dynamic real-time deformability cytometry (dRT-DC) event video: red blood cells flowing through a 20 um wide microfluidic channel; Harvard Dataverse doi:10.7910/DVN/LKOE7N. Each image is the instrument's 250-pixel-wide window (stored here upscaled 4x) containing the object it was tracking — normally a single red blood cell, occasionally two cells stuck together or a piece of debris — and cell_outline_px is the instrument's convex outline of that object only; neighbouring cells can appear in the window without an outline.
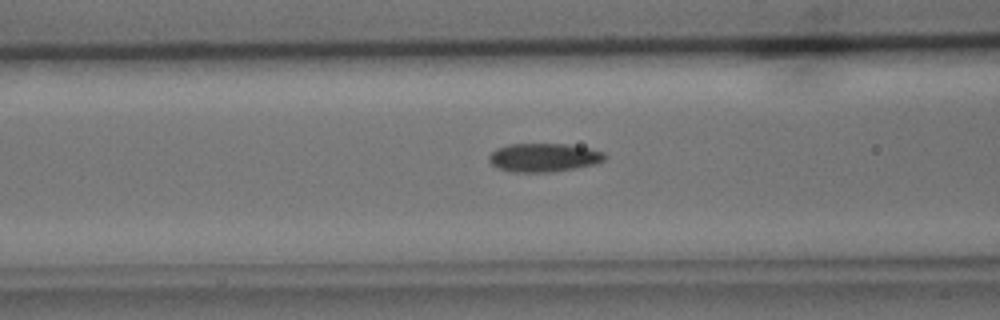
{"species": "common noctule bat (a hibernating species)", "species_latin": "Nyctalus noctula", "temperature_condition": "cold", "stored_images_in_passage": 28, "camera_frame_rate_fps": 3000, "um_per_image_px": 0.085, "animal": {"sex": "male", "body_mass_g": 15.6}, "frame": {"image": 1, "passage_image": 6, "time_ms": 1.667, "image_size_px": [1000, 320], "cell_outline_px": [[608, 156], [604, 160], [592, 164], [572, 168], [548, 172], [512, 172], [500, 168], [492, 164], [488, 160], [488, 156], [496, 148], [508, 144], [568, 144], [588, 148], [604, 152]], "centroid_in_image_um": [46.2, 13.37], "position_along_channel_um": 120.4, "area_um2": 19.07}}
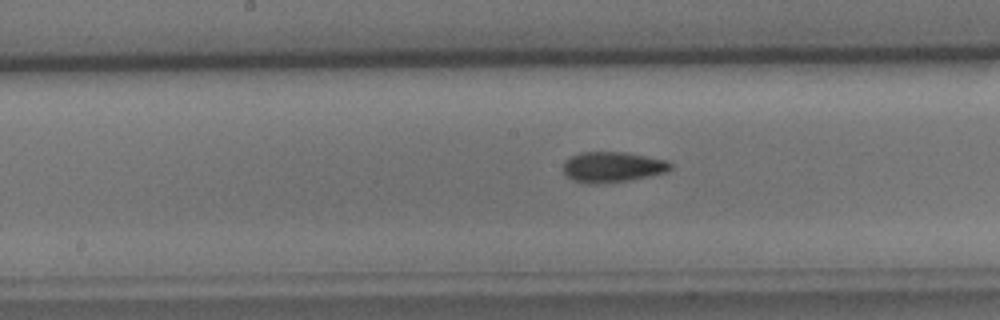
{"frame": {"image": 2, "passage_image": 12, "time_ms": 3.667, "image_size_px": [1000, 320], "cell_outline_px": [[672, 168], [668, 172], [628, 180], [596, 184], [588, 184], [572, 180], [564, 172], [564, 164], [572, 156], [580, 152], [624, 152], [668, 160], [672, 164]], "centroid_in_image_um": [52.1, 14.19], "position_along_channel_um": 196.1, "area_um2": 18.96}}
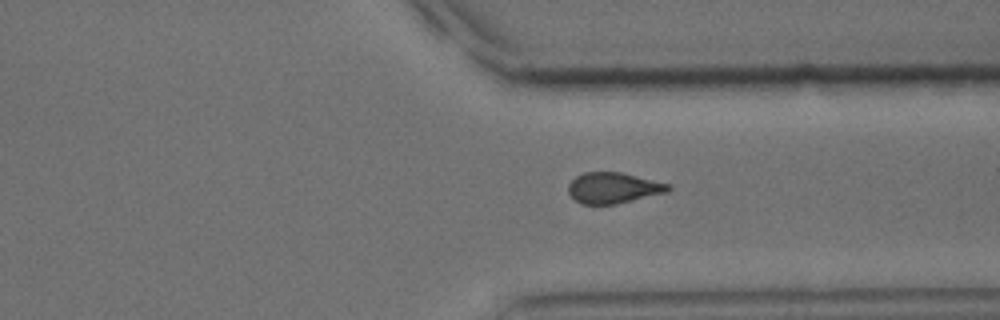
{"frame": {"image": 3, "passage_image": 25, "time_ms": 8.0, "image_size_px": [1000, 320], "cell_outline_px": [[672, 188], [668, 192], [616, 204], [580, 204], [568, 192], [568, 184], [576, 176], [584, 172], [620, 172], [668, 184]], "centroid_in_image_um": [52.11, 15.97], "position_along_channel_um": 359.3, "area_um2": 17.8}}